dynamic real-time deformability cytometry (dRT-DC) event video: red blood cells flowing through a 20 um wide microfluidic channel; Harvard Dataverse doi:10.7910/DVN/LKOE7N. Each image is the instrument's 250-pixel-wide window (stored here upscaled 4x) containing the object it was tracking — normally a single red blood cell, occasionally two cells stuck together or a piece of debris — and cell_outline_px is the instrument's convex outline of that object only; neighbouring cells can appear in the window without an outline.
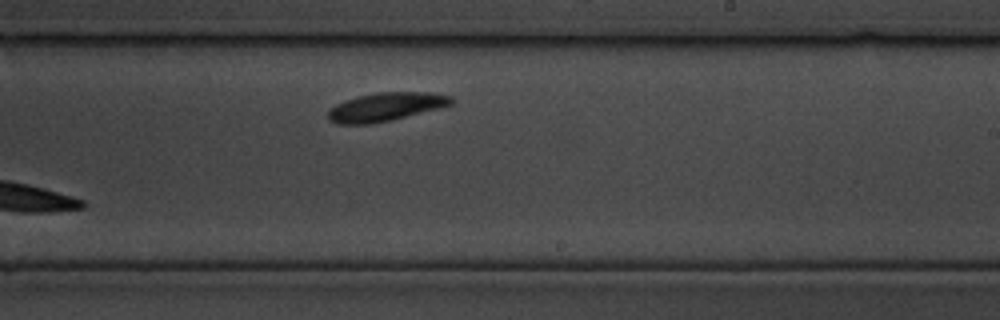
{"species": "common noctule bat (a hibernating species)", "species_latin": "Nyctalus noctula", "temperature_condition": "cold", "stored_images_in_passage": 11, "camera_frame_rate_fps": 3000, "um_per_image_px": 0.085, "animal": {"sex": "male", "body_mass_g": 19.5, "forearm_length_mm": 54.6}, "frame": {"image": 1, "passage_image": 11, "time_ms": 3.333, "image_size_px": [1000, 320], "cell_outline_px": [[456, 100], [452, 104], [440, 108], [392, 120], [372, 124], [336, 124], [328, 120], [328, 112], [336, 104], [344, 100], [356, 96], [376, 92], [428, 92], [452, 96]], "centroid_in_image_um": [32.8, 9.08], "position_along_channel_um": 256.2, "area_um2": 20.69}}